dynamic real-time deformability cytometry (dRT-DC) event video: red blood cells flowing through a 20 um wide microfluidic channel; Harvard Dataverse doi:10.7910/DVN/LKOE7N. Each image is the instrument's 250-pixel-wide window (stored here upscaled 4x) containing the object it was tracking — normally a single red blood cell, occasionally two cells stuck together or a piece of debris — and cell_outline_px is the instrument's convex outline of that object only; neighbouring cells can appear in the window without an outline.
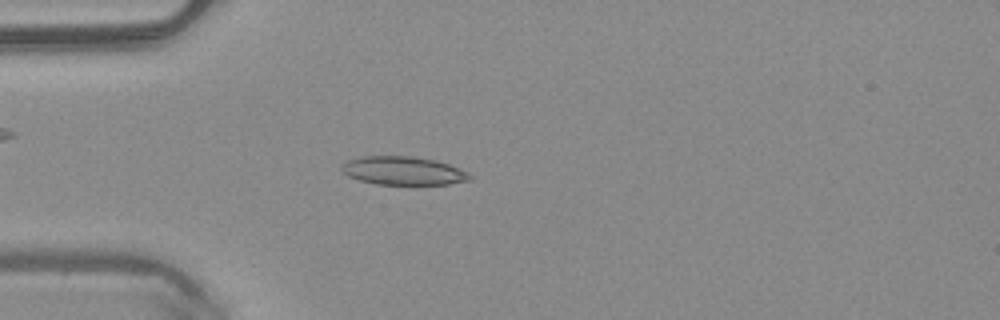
{"species": "common noctule bat (a hibernating species)", "species_latin": "Nyctalus noctula", "temperature_condition": "warm", "stored_images_in_passage": 50, "camera_frame_rate_fps": 3000, "um_per_image_px": 0.085, "animal": {"sex": "male", "body_mass_g": 20.4}, "frame": {"image": 1, "passage_image": 14, "time_ms": 4.333, "image_size_px": [1000, 320], "cell_outline_px": [[472, 180], [448, 184], [376, 184], [360, 180], [348, 176], [340, 172], [340, 164], [348, 160], [364, 156], [416, 156], [436, 160], [448, 164], [468, 172], [472, 176]], "centroid_in_image_um": [34.25, 14.51], "position_along_channel_um": 50.7, "area_um2": 21.39}}
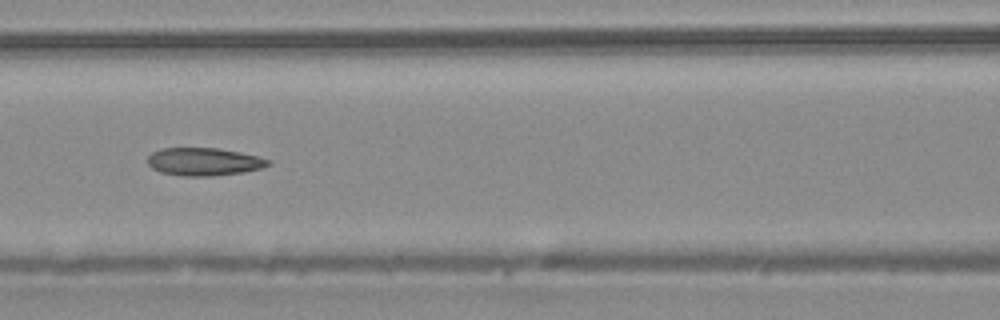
{"frame": {"image": 2, "passage_image": 22, "time_ms": 7.0, "image_size_px": [1000, 320], "cell_outline_px": [[272, 164], [264, 168], [244, 172], [212, 176], [184, 176], [160, 172], [152, 168], [148, 164], [148, 156], [152, 152], [164, 148], [220, 148], [260, 156], [272, 160]], "centroid_in_image_um": [17.4, 13.74], "position_along_channel_um": 149.2, "area_um2": 19.83}}
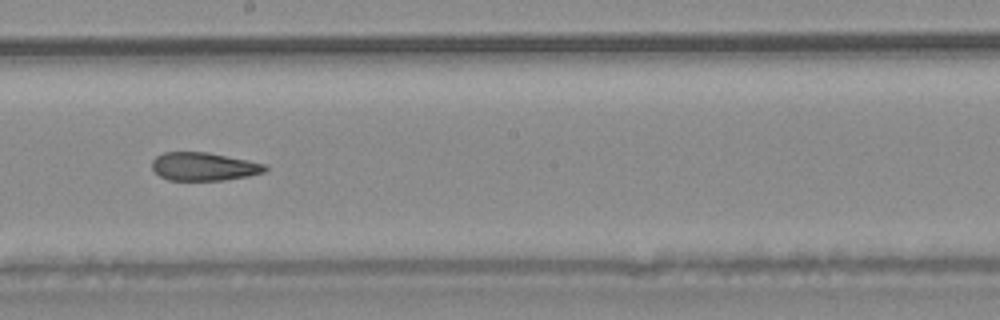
{"frame": {"image": 3, "passage_image": 28, "time_ms": 9.0, "image_size_px": [1000, 320], "cell_outline_px": [[268, 168], [264, 172], [248, 176], [224, 180], [168, 180], [160, 176], [152, 168], [152, 160], [156, 156], [164, 152], [208, 152], [268, 164]], "centroid_in_image_um": [17.34, 14.15], "position_along_channel_um": 230.9, "area_um2": 18.67}, "authors_computed_cell_mechanics": {"area_um2": 20.519, "velocity_mm_per_s": 4.0898, "shape_relaxation_time_tau1_ms": null, "shape_relaxation_time_tau2_ms": 4.7746, "deformation_change_tau1": null, "deformation_change_tau2": 0.138}}